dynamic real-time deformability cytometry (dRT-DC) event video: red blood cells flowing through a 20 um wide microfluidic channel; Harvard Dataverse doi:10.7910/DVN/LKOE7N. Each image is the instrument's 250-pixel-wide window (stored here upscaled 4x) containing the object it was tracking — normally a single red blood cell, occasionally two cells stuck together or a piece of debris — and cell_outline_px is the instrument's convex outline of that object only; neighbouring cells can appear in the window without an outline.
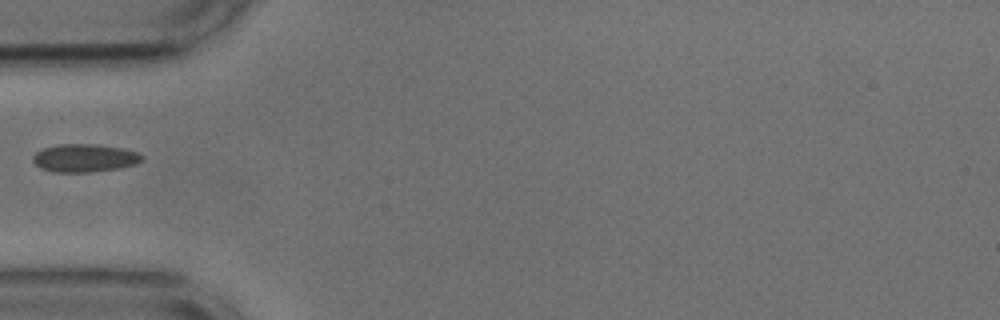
{"species": "common noctule bat (a hibernating species)", "species_latin": "Nyctalus noctula", "temperature_condition": "cold", "stored_images_in_passage": 38, "camera_frame_rate_fps": 3000, "um_per_image_px": 0.085, "animal": {"sex": "male", "body_mass_g": 17.9, "forearm_length_mm": 54.2}, "frame": {"image": 1, "passage_image": 1, "time_ms": 0.0, "image_size_px": [1000, 320], "cell_outline_px": [[144, 160], [136, 164], [120, 168], [92, 172], [52, 172], [40, 168], [32, 160], [32, 156], [36, 152], [44, 148], [60, 144], [96, 144], [124, 148], [136, 152], [144, 156]], "centroid_in_image_um": [7.21, 13.43], "position_along_channel_um": 77.8, "area_um2": 17.98}}
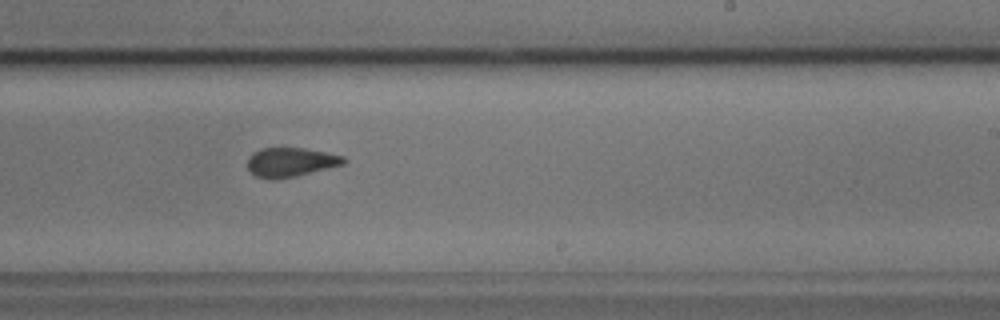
{"frame": {"image": 2, "passage_image": 16, "time_ms": 5.0, "image_size_px": [1000, 320], "cell_outline_px": [[348, 160], [344, 164], [292, 176], [256, 176], [248, 168], [248, 156], [252, 152], [260, 148], [304, 148], [344, 156]], "centroid_in_image_um": [24.72, 13.72], "position_along_channel_um": 264.3, "area_um2": 15.61}}
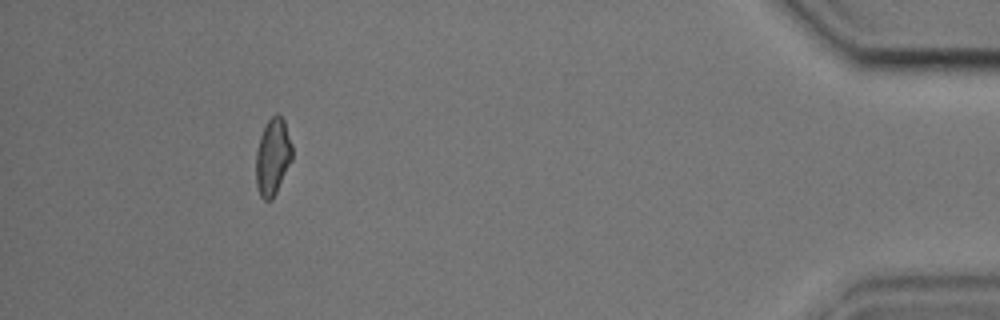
{"frame": {"image": 3, "passage_image": 33, "time_ms": 10.667, "image_size_px": [1000, 320], "cell_outline_px": [[292, 160], [272, 200], [264, 200], [260, 196], [256, 184], [256, 152], [260, 136], [268, 120], [276, 112], [284, 120], [292, 144]], "centroid_in_image_um": [23.18, 13.33], "position_along_channel_um": 412.0, "area_um2": 16.18}}